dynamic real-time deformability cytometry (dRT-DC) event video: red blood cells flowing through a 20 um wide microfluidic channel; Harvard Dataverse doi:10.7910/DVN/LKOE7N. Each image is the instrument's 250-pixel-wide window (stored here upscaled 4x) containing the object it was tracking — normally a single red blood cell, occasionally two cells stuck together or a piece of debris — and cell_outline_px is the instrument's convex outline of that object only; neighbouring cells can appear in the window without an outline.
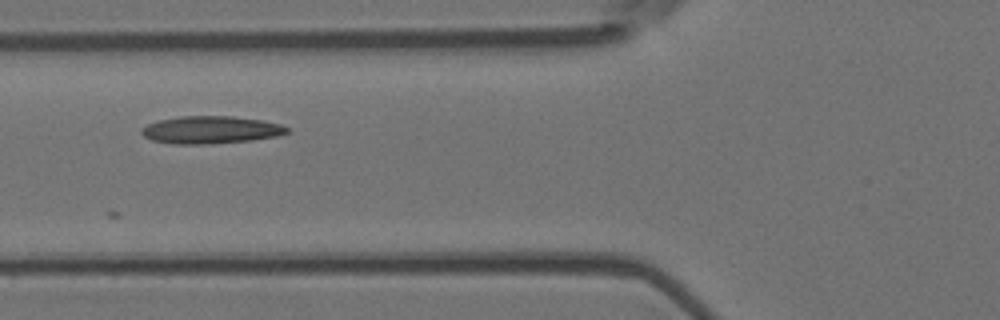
{"species": "Egyptian fruit bat (a non-hibernating species)", "species_latin": "Rousettus aegyptiacus", "temperature_condition": "room temperature", "stored_images_in_passage": 4, "camera_frame_rate_fps": 3000, "um_per_image_px": 0.085, "animal": {"sex": "female"}, "frame": {"image": 1, "passage_image": 4, "time_ms": 1.0, "image_size_px": [1000, 320], "cell_outline_px": [[292, 132], [276, 136], [252, 140], [212, 144], [172, 144], [152, 140], [144, 136], [140, 132], [140, 128], [148, 124], [160, 120], [180, 116], [232, 116], [260, 120], [280, 124], [288, 128]], "centroid_in_image_um": [17.91, 11.04], "position_along_channel_um": 107.9, "area_um2": 23.41}}